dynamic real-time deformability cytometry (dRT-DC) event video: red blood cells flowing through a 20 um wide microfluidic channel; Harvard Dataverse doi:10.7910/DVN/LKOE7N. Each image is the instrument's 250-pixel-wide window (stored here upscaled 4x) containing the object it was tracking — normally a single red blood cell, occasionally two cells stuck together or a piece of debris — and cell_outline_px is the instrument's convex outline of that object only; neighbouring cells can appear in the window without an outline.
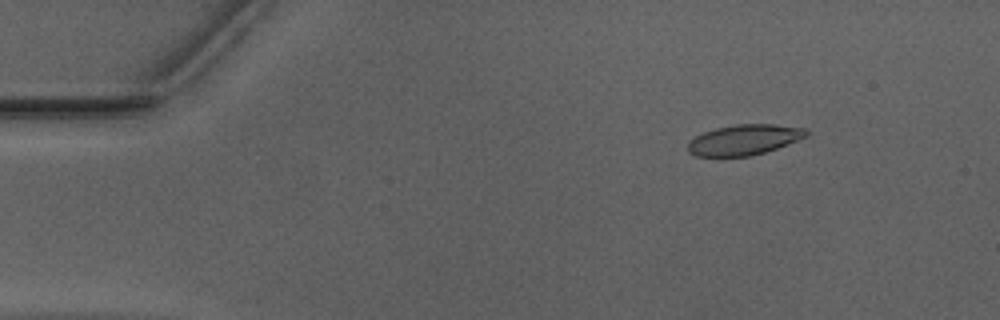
{"species": "Egyptian fruit bat (a non-hibernating species)", "species_latin": "Rousettus aegyptiacus", "temperature_condition": "warm", "stored_images_in_passage": 15, "camera_frame_rate_fps": 3000, "um_per_image_px": 0.085, "animal": {"sex": "male"}, "frame": {"image": 1, "passage_image": 5, "time_ms": 1.333, "image_size_px": [1000, 320], "cell_outline_px": [[808, 136], [776, 148], [752, 156], [696, 156], [688, 152], [688, 140], [704, 132], [716, 128], [736, 124], [772, 124], [808, 128]], "centroid_in_image_um": [63.25, 11.87], "position_along_channel_um": 21.7, "area_um2": 20.98}}